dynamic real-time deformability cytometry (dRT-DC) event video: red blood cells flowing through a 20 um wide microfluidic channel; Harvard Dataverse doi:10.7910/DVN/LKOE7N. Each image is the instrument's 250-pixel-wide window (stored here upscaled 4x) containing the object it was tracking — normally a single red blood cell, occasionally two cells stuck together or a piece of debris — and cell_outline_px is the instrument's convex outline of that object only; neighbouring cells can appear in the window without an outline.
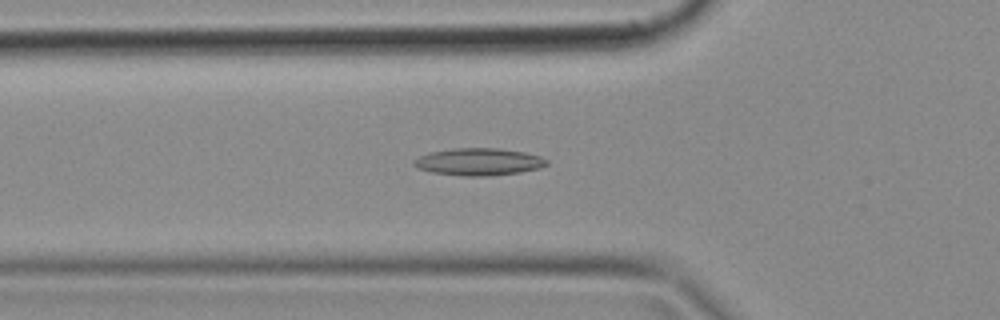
{"species": "common noctule bat (a hibernating species)", "species_latin": "Nyctalus noctula", "temperature_condition": "cold", "stored_images_in_passage": 30, "camera_frame_rate_fps": 3000, "um_per_image_px": 0.085, "animal": {"sex": "female", "body_mass_g": 18.4}, "frame": {"image": 1, "passage_image": 9, "time_ms": 2.667, "image_size_px": [1000, 320], "cell_outline_px": [[548, 164], [540, 168], [520, 172], [488, 176], [464, 176], [432, 172], [416, 168], [412, 164], [412, 160], [428, 152], [452, 148], [500, 148], [524, 152], [540, 156], [548, 160]], "centroid_in_image_um": [40.67, 13.75], "position_along_channel_um": 85.1, "area_um2": 21.27}}
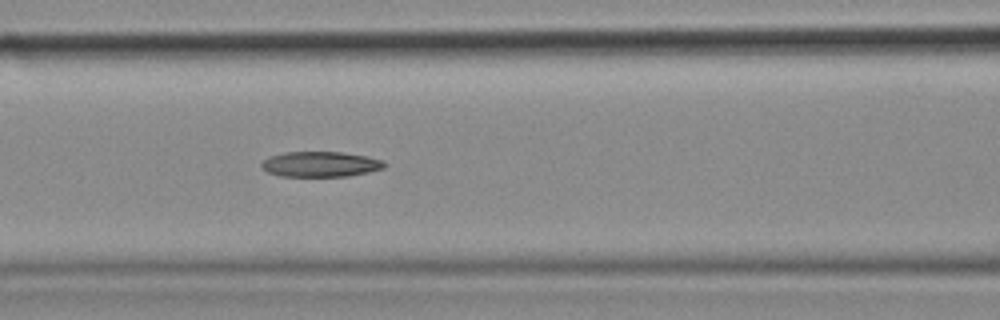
{"frame": {"image": 2, "passage_image": 13, "time_ms": 4.0, "image_size_px": [1000, 320], "cell_outline_px": [[388, 164], [384, 168], [368, 172], [348, 176], [280, 176], [268, 172], [260, 164], [268, 156], [284, 152], [340, 152], [364, 156], [384, 160]], "centroid_in_image_um": [27.25, 13.95], "position_along_channel_um": 139.4, "area_um2": 18.09}}